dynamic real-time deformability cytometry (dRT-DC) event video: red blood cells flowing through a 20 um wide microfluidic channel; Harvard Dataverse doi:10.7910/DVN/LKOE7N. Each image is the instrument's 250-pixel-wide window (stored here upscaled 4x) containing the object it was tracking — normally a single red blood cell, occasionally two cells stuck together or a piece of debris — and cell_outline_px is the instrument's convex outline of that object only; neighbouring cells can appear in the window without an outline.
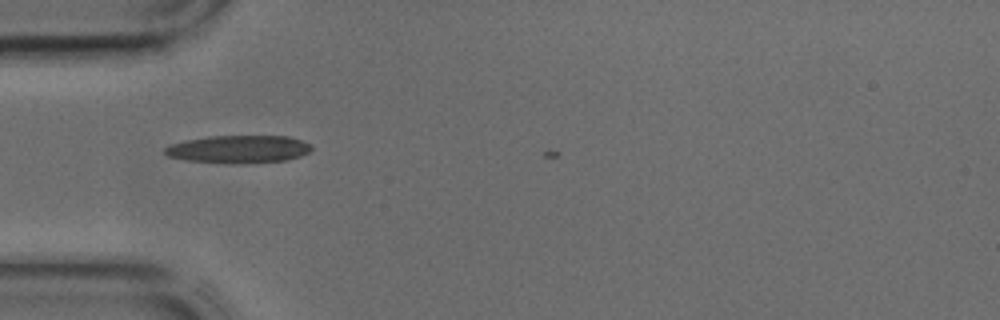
{"species": "common noctule bat (a hibernating species)", "species_latin": "Nyctalus noctula", "temperature_condition": "cold", "stored_images_in_passage": 12, "camera_frame_rate_fps": 3000, "um_per_image_px": 0.085, "animal": {"sex": "male", "body_mass_g": 17.9, "forearm_length_mm": 54.2}, "frame": {"image": 1, "passage_image": 9, "time_ms": 2.667, "image_size_px": [1000, 320], "cell_outline_px": [[312, 148], [308, 152], [300, 156], [288, 160], [244, 164], [236, 164], [188, 160], [168, 156], [164, 152], [164, 148], [168, 144], [184, 140], [208, 136], [288, 136], [312, 144]], "centroid_in_image_um": [20.27, 12.68], "position_along_channel_um": 64.7, "area_um2": 23.93}}